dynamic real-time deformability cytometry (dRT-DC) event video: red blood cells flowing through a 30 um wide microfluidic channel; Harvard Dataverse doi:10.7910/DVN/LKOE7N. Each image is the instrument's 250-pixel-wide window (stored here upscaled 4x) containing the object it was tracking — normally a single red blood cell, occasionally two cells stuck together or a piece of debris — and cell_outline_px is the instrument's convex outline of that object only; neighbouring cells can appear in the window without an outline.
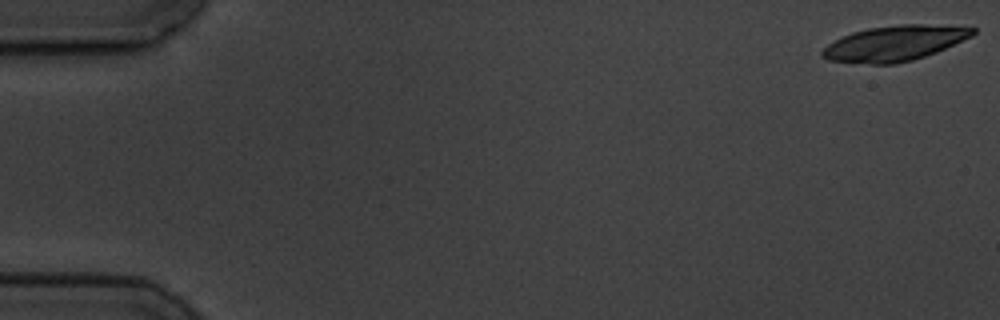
{"species": "common noctule bat (a hibernating species)", "species_latin": "Nyctalus noctula", "temperature_condition": "cold", "stored_images_in_passage": 4, "camera_frame_rate_fps": 3000, "um_per_image_px": 0.085, "animal": {"sex": "male", "body_mass_g": 19.5, "forearm_length_mm": 54.6}, "frame": {"image": 1, "passage_image": 1, "time_ms": 0.0, "image_size_px": [1000, 320], "cell_outline_px": [[976, 32], [972, 36], [936, 52], [912, 60], [896, 64], [872, 64], [828, 60], [820, 56], [820, 52], [828, 44], [852, 32], [868, 28], [900, 24], [924, 24], [976, 28]], "centroid_in_image_um": [76.02, 3.68], "position_along_channel_um": 9.0, "area_um2": 30.69}}